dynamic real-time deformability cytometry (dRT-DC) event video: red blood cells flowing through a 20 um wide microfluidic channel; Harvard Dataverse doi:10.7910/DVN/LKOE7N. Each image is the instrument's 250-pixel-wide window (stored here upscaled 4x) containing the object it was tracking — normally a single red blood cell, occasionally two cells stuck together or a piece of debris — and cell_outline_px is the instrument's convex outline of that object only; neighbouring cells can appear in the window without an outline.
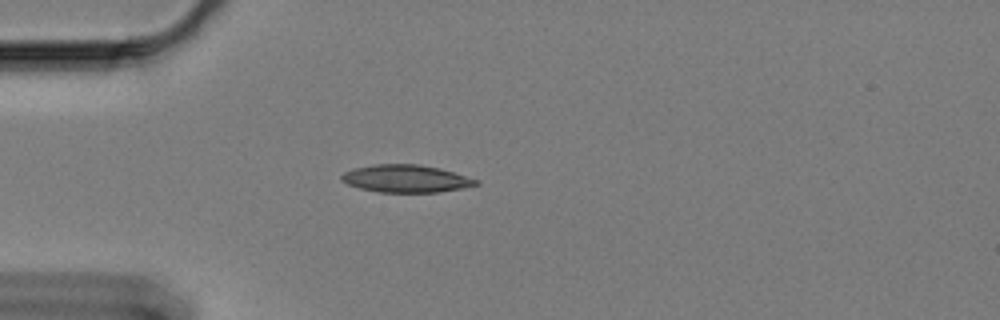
{"species": "Egyptian fruit bat (a non-hibernating species)", "species_latin": "Rousettus aegyptiacus", "temperature_condition": "cold", "stored_images_in_passage": 44, "camera_frame_rate_fps": 3000, "um_per_image_px": 0.085, "animal": {"sex": "female"}, "frame": {"image": 1, "passage_image": 1, "time_ms": 0.0, "image_size_px": [1000, 320], "cell_outline_px": [[480, 184], [460, 188], [436, 192], [380, 192], [360, 188], [348, 184], [340, 180], [340, 176], [344, 172], [356, 168], [376, 164], [420, 164], [440, 168], [480, 180]], "centroid_in_image_um": [34.51, 15.18], "position_along_channel_um": 50.5, "area_um2": 21.44}}
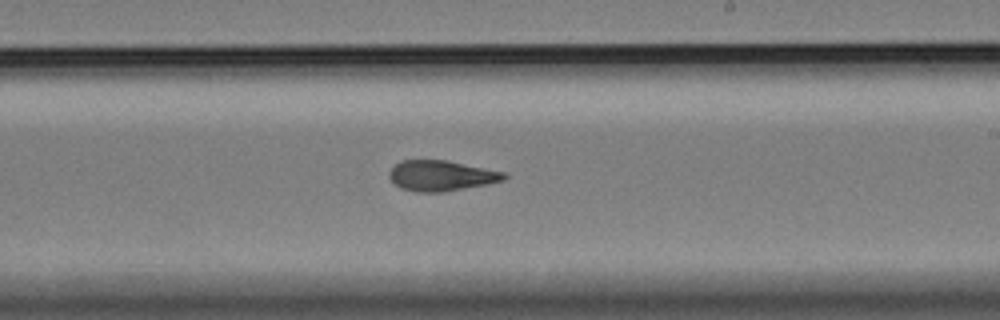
{"frame": {"image": 2, "passage_image": 20, "time_ms": 6.333, "image_size_px": [1000, 320], "cell_outline_px": [[508, 176], [504, 180], [488, 184], [444, 192], [416, 192], [400, 188], [388, 176], [388, 172], [400, 160], [448, 160], [504, 172]], "centroid_in_image_um": [37.5, 14.93], "position_along_channel_um": 251.5, "area_um2": 20.46}}
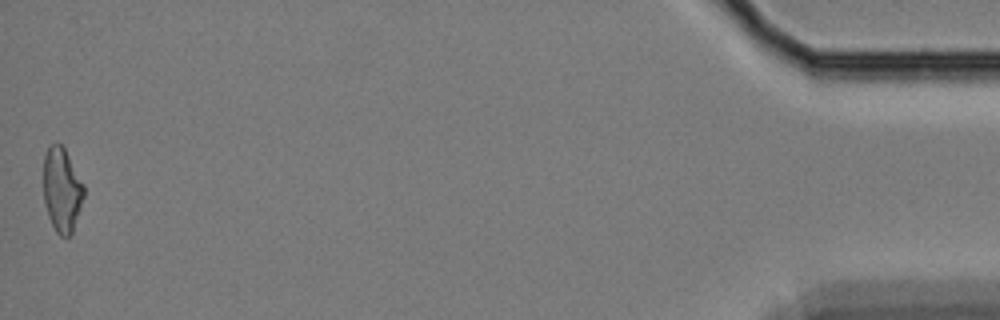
{"frame": {"image": 3, "passage_image": 44, "time_ms": 14.333, "image_size_px": [1000, 320], "cell_outline_px": [[84, 196], [72, 232], [68, 236], [60, 236], [56, 232], [48, 216], [44, 200], [44, 156], [48, 148], [52, 144], [60, 144], [64, 148], [84, 184]], "centroid_in_image_um": [5.26, 16.14], "position_along_channel_um": 429.9, "area_um2": 19.54}, "authors_computed_cell_mechanics": {"area_um2": 20.5479, "velocity_mm_per_s": 3.3515, "shape_relaxation_time_tau1_ms": 5.2579, "shape_relaxation_time_tau2_ms": 2.2786, "deformation_change_tau1": 0.175, "deformation_change_tau2": 0.0978}}